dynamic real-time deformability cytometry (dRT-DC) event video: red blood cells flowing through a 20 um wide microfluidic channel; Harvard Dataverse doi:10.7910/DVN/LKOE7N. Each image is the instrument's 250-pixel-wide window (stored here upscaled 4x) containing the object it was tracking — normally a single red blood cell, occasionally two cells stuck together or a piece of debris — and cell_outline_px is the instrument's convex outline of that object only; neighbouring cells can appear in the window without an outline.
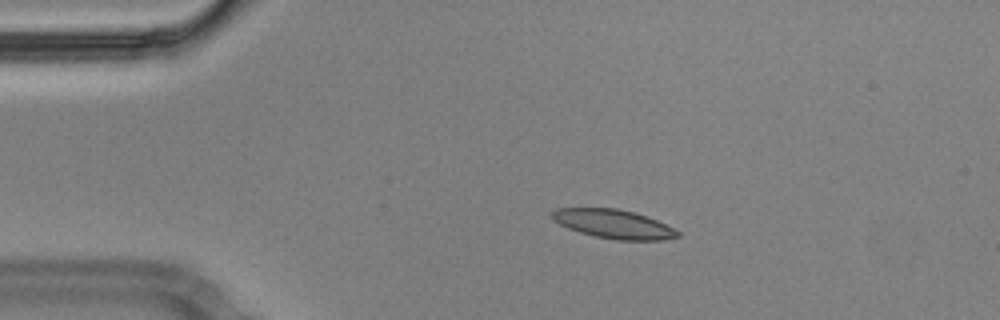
{"species": "Egyptian fruit bat (a non-hibernating species)", "species_latin": "Rousettus aegyptiacus", "temperature_condition": "cold", "stored_images_in_passage": 47, "camera_frame_rate_fps": 3000, "um_per_image_px": 0.085, "animal": {"sex": "male"}, "frame": {"image": 1, "passage_image": 2, "time_ms": 0.333, "image_size_px": [1000, 320], "cell_outline_px": [[680, 236], [664, 240], [616, 240], [596, 236], [580, 232], [568, 228], [552, 220], [552, 212], [556, 208], [616, 208], [636, 212], [656, 220], [680, 232]], "centroid_in_image_um": [52.15, 19.04], "position_along_channel_um": 32.8, "area_um2": 21.04}}
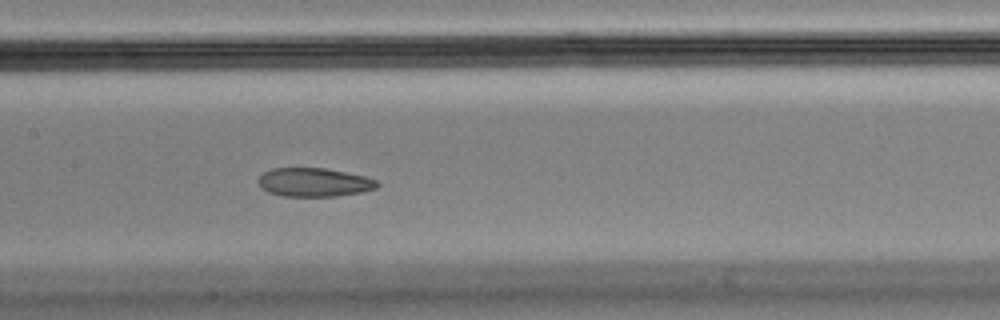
{"frame": {"image": 2, "passage_image": 18, "time_ms": 5.667, "image_size_px": [1000, 320], "cell_outline_px": [[380, 184], [376, 188], [360, 192], [336, 196], [284, 196], [268, 192], [260, 188], [256, 180], [264, 172], [272, 168], [324, 168], [364, 176], [380, 180]], "centroid_in_image_um": [26.68, 15.49], "position_along_channel_um": 180.7, "area_um2": 19.94}}
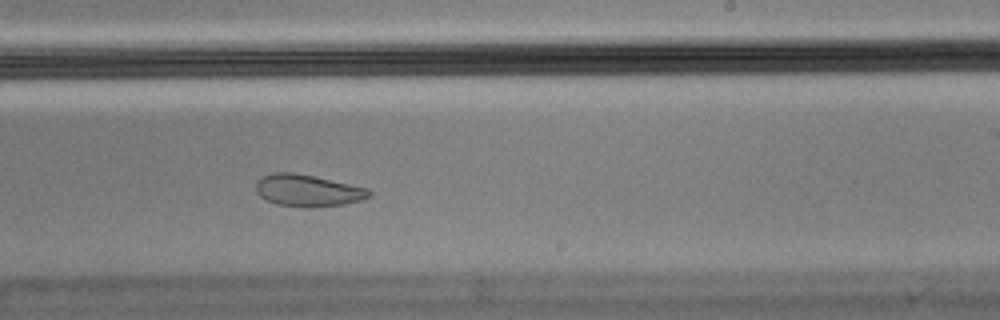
{"frame": {"image": 3, "passage_image": 25, "time_ms": 8.0, "image_size_px": [1000, 320], "cell_outline_px": [[372, 196], [360, 200], [344, 204], [276, 204], [260, 196], [256, 192], [256, 180], [260, 176], [272, 172], [292, 172], [312, 176], [368, 188], [372, 192]], "centroid_in_image_um": [26.12, 16.13], "position_along_channel_um": 262.9, "area_um2": 20.11}, "authors_computed_cell_mechanics": {"area_um2": 21.8484, "velocity_mm_per_s": 3.5325, "shape_relaxation_time_tau1_ms": null, "shape_relaxation_time_tau2_ms": 1.8907, "deformation_change_tau1": null, "deformation_change_tau2": 0.0695}}